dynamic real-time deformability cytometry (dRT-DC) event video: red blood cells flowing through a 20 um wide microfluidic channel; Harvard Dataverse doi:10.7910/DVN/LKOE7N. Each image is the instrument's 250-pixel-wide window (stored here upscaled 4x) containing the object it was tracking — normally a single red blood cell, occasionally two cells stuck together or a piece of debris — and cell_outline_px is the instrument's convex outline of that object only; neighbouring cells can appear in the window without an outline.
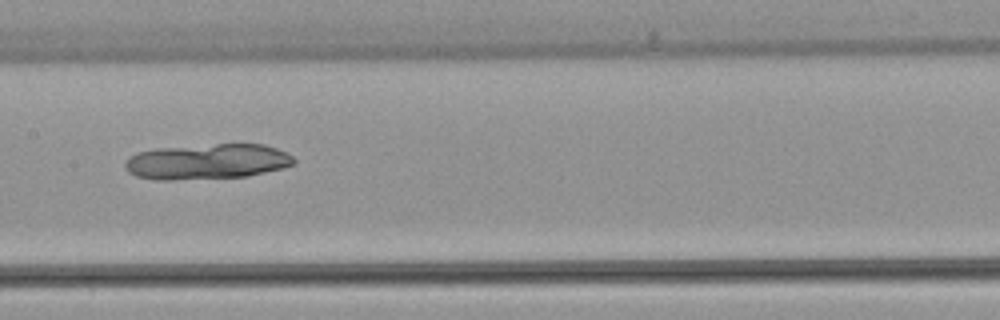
{"species": "common noctule bat (a hibernating species)", "species_latin": "Nyctalus noctula", "temperature_condition": "warm", "stored_images_in_passage": 52, "camera_frame_rate_fps": 3000, "um_per_image_px": 0.085, "animal": {"sex": "female", "body_mass_g": 22.7, "forearm_length_mm": 54.2}, "frame": {"image": 1, "passage_image": 26, "time_ms": 8.333, "image_size_px": [1000, 320], "cell_outline_px": [[296, 160], [292, 164], [284, 168], [248, 176], [172, 180], [156, 180], [136, 176], [128, 172], [124, 168], [124, 160], [128, 156], [136, 152], [156, 148], [216, 144], [264, 144], [288, 152]], "centroid_in_image_um": [17.58, 13.73], "position_along_channel_um": 189.8, "area_um2": 35.2}}
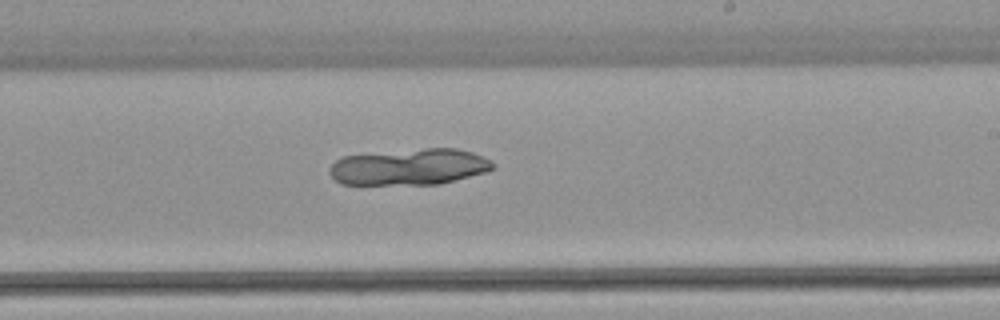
{"frame": {"image": 2, "passage_image": 31, "time_ms": 10.0, "image_size_px": [1000, 320], "cell_outline_px": [[496, 168], [484, 172], [440, 184], [340, 184], [328, 172], [328, 168], [336, 160], [344, 156], [424, 148], [456, 148], [472, 152], [496, 164]], "centroid_in_image_um": [34.79, 14.18], "position_along_channel_um": 254.2, "area_um2": 34.28}}
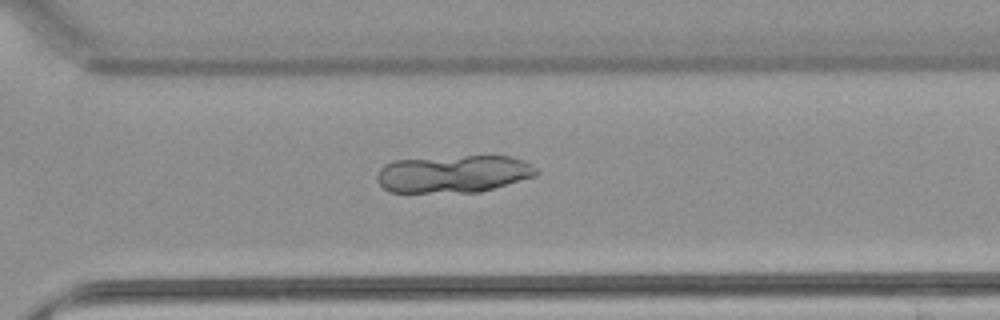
{"frame": {"image": 3, "passage_image": 37, "time_ms": 12.0, "image_size_px": [1000, 320], "cell_outline_px": [[540, 172], [536, 176], [480, 192], [388, 192], [376, 180], [376, 176], [380, 168], [384, 164], [392, 160], [464, 156], [512, 156], [524, 160], [532, 164]], "centroid_in_image_um": [38.55, 14.78], "position_along_channel_um": 332.0, "area_um2": 35.03}}